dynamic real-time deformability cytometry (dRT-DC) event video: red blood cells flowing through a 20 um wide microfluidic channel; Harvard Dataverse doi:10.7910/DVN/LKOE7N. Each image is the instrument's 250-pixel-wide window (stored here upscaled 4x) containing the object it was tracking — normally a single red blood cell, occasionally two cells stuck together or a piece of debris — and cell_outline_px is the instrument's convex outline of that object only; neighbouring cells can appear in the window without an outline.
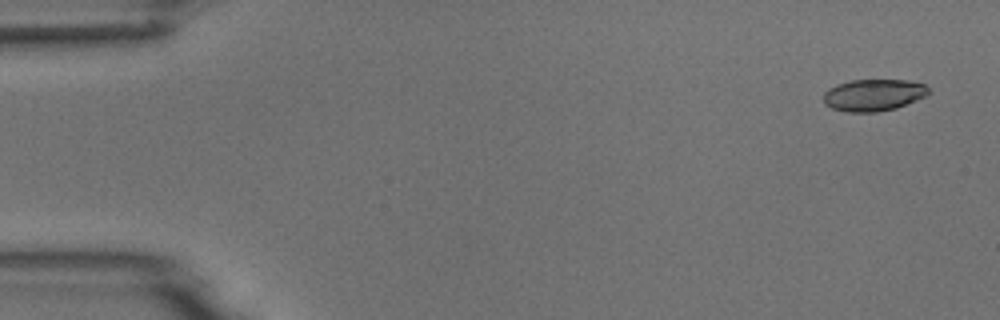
{"species": "common noctule bat (a hibernating species)", "species_latin": "Nyctalus noctula", "temperature_condition": "room temperature", "stored_images_in_passage": 7, "camera_frame_rate_fps": 3000, "um_per_image_px": 0.085, "animal": {"sex": "male", "body_mass_g": 18.8}, "frame": {"image": 1, "passage_image": 1, "time_ms": 0.0, "image_size_px": [1000, 320], "cell_outline_px": [[928, 92], [924, 96], [916, 100], [896, 108], [876, 112], [848, 112], [832, 108], [824, 104], [824, 92], [828, 88], [836, 84], [852, 80], [908, 80], [924, 84], [928, 88]], "centroid_in_image_um": [74.21, 8.07], "position_along_channel_um": 10.8, "area_um2": 19.42}}
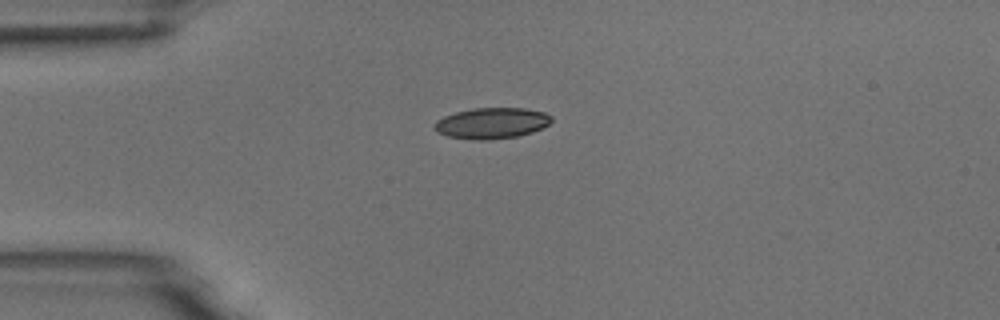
{"frame": {"image": 2, "passage_image": 4, "time_ms": 3.667, "image_size_px": [1000, 320], "cell_outline_px": [[552, 120], [548, 124], [532, 132], [516, 136], [488, 140], [476, 140], [448, 136], [436, 132], [436, 120], [444, 116], [456, 112], [472, 108], [524, 108], [544, 112], [552, 116]], "centroid_in_image_um": [41.8, 10.46], "position_along_channel_um": 43.2, "area_um2": 20.92}}